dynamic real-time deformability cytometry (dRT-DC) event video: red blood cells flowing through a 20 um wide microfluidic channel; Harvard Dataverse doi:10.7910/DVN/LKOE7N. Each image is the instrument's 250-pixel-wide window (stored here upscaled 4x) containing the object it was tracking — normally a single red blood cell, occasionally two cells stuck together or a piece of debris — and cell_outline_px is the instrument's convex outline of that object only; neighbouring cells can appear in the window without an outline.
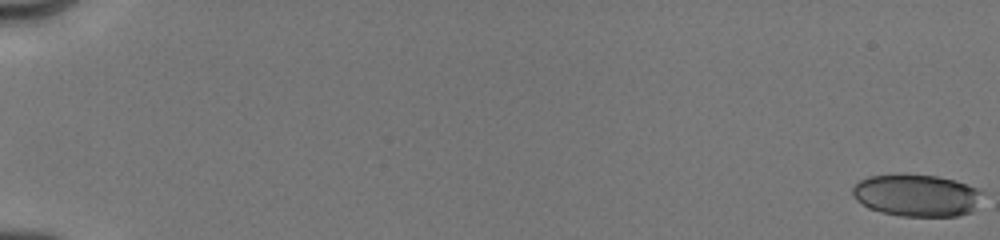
{"species": "human", "species_latin": "Homo sapiens", "temperature_condition": "cold", "stored_images_in_passage": 22, "camera_frame_rate_fps": 3000, "um_per_image_px": 0.085, "donor": {"sex": "male"}, "frame": {"image": 1, "passage_image": 1, "time_ms": 0.0, "image_size_px": [1000, 240], "cell_outline_px": [[984, 192], [972, 212], [956, 216], [900, 216], [880, 212], [868, 208], [856, 200], [852, 196], [852, 188], [860, 180], [868, 176], [936, 176], [956, 180], [976, 188]], "centroid_in_image_um": [77.91, 16.63], "position_along_channel_um": 7.1, "area_um2": 31.5}}
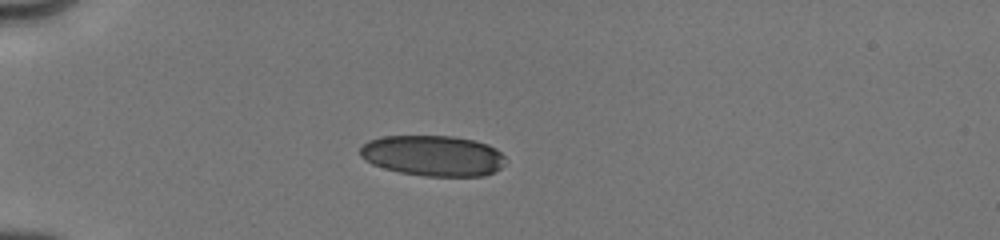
{"frame": {"image": 2, "passage_image": 16, "time_ms": 5.333, "image_size_px": [1000, 240], "cell_outline_px": [[508, 160], [496, 172], [484, 176], [424, 176], [400, 172], [384, 168], [372, 164], [364, 160], [360, 156], [360, 148], [368, 140], [384, 136], [452, 136], [472, 140], [488, 144], [496, 148]], "centroid_in_image_um": [36.82, 13.24], "position_along_channel_um": 48.2, "area_um2": 34.68}}
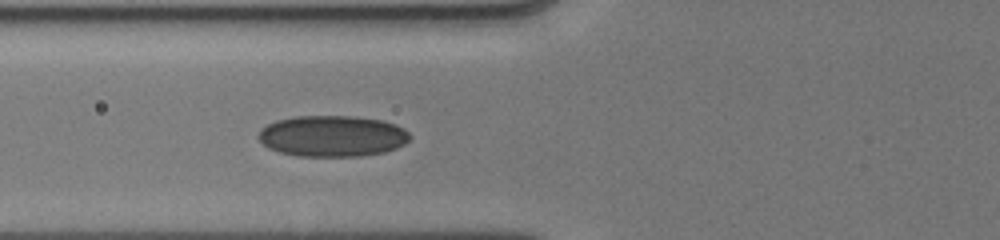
{"frame": {"image": 3, "passage_image": 22, "time_ms": 7.333, "image_size_px": [1000, 240], "cell_outline_px": [[412, 136], [404, 144], [396, 148], [384, 152], [360, 156], [296, 156], [280, 152], [268, 148], [256, 136], [260, 128], [276, 120], [296, 116], [352, 116], [384, 120], [396, 124], [404, 128]], "centroid_in_image_um": [28.25, 11.56], "position_along_channel_um": 97.6, "area_um2": 36.59}}